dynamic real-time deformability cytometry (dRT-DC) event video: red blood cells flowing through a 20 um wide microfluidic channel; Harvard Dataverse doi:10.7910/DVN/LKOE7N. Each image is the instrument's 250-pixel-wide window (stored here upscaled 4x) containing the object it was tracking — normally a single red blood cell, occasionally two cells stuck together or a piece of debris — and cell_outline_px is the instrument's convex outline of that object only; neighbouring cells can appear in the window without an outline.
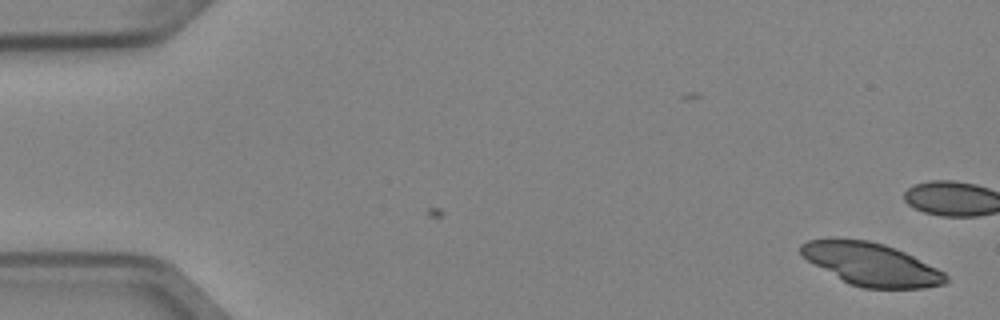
{"species": "Egyptian fruit bat (a non-hibernating species)", "species_latin": "Rousettus aegyptiacus", "temperature_condition": "cold", "stored_images_in_passage": 51, "camera_frame_rate_fps": 3000, "um_per_image_px": 0.085, "animal": {"sex": "female"}, "frame": {"image": 1, "passage_image": 1, "time_ms": 0.0, "image_size_px": [1000, 320], "cell_outline_px": [[948, 280], [944, 284], [924, 288], [864, 288], [848, 284], [808, 260], [800, 252], [800, 244], [808, 240], [832, 236], [868, 240], [884, 244], [904, 252], [944, 272], [948, 276]], "centroid_in_image_um": [74.01, 22.43], "position_along_channel_um": 11.0, "area_um2": 36.18}}